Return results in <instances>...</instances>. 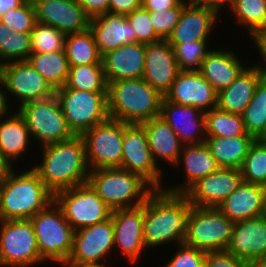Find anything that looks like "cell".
<instances>
[{"label": "cell", "instance_id": "39", "mask_svg": "<svg viewBox=\"0 0 266 267\" xmlns=\"http://www.w3.org/2000/svg\"><path fill=\"white\" fill-rule=\"evenodd\" d=\"M240 170L244 182L266 187V142L255 139Z\"/></svg>", "mask_w": 266, "mask_h": 267}, {"label": "cell", "instance_id": "43", "mask_svg": "<svg viewBox=\"0 0 266 267\" xmlns=\"http://www.w3.org/2000/svg\"><path fill=\"white\" fill-rule=\"evenodd\" d=\"M0 21L14 31L31 33L37 23L34 5L24 2L21 6L7 11Z\"/></svg>", "mask_w": 266, "mask_h": 267}, {"label": "cell", "instance_id": "11", "mask_svg": "<svg viewBox=\"0 0 266 267\" xmlns=\"http://www.w3.org/2000/svg\"><path fill=\"white\" fill-rule=\"evenodd\" d=\"M54 201L75 231L105 221L112 213L88 182L58 191Z\"/></svg>", "mask_w": 266, "mask_h": 267}, {"label": "cell", "instance_id": "1", "mask_svg": "<svg viewBox=\"0 0 266 267\" xmlns=\"http://www.w3.org/2000/svg\"><path fill=\"white\" fill-rule=\"evenodd\" d=\"M191 206L185 194L154 189L144 202L143 240L146 248L183 244Z\"/></svg>", "mask_w": 266, "mask_h": 267}, {"label": "cell", "instance_id": "23", "mask_svg": "<svg viewBox=\"0 0 266 267\" xmlns=\"http://www.w3.org/2000/svg\"><path fill=\"white\" fill-rule=\"evenodd\" d=\"M107 84L109 82L142 78L145 69V44H125L102 56Z\"/></svg>", "mask_w": 266, "mask_h": 267}, {"label": "cell", "instance_id": "28", "mask_svg": "<svg viewBox=\"0 0 266 267\" xmlns=\"http://www.w3.org/2000/svg\"><path fill=\"white\" fill-rule=\"evenodd\" d=\"M218 49H212L207 54L199 70L217 93L227 88L246 68L240 60L242 57L239 58L233 49Z\"/></svg>", "mask_w": 266, "mask_h": 267}, {"label": "cell", "instance_id": "32", "mask_svg": "<svg viewBox=\"0 0 266 267\" xmlns=\"http://www.w3.org/2000/svg\"><path fill=\"white\" fill-rule=\"evenodd\" d=\"M254 141L253 136H206L205 144L220 168L240 169Z\"/></svg>", "mask_w": 266, "mask_h": 267}, {"label": "cell", "instance_id": "16", "mask_svg": "<svg viewBox=\"0 0 266 267\" xmlns=\"http://www.w3.org/2000/svg\"><path fill=\"white\" fill-rule=\"evenodd\" d=\"M114 224V249L132 264L139 261L146 246L143 240L144 204L135 208L112 210Z\"/></svg>", "mask_w": 266, "mask_h": 267}, {"label": "cell", "instance_id": "25", "mask_svg": "<svg viewBox=\"0 0 266 267\" xmlns=\"http://www.w3.org/2000/svg\"><path fill=\"white\" fill-rule=\"evenodd\" d=\"M232 222L266 214V187L242 181L218 206Z\"/></svg>", "mask_w": 266, "mask_h": 267}, {"label": "cell", "instance_id": "33", "mask_svg": "<svg viewBox=\"0 0 266 267\" xmlns=\"http://www.w3.org/2000/svg\"><path fill=\"white\" fill-rule=\"evenodd\" d=\"M27 61L55 90L65 86L70 68L65 51L32 53Z\"/></svg>", "mask_w": 266, "mask_h": 267}, {"label": "cell", "instance_id": "48", "mask_svg": "<svg viewBox=\"0 0 266 267\" xmlns=\"http://www.w3.org/2000/svg\"><path fill=\"white\" fill-rule=\"evenodd\" d=\"M92 18L109 12L110 0H75Z\"/></svg>", "mask_w": 266, "mask_h": 267}, {"label": "cell", "instance_id": "4", "mask_svg": "<svg viewBox=\"0 0 266 267\" xmlns=\"http://www.w3.org/2000/svg\"><path fill=\"white\" fill-rule=\"evenodd\" d=\"M163 97L143 78L109 82V117L126 124H142L160 116Z\"/></svg>", "mask_w": 266, "mask_h": 267}, {"label": "cell", "instance_id": "8", "mask_svg": "<svg viewBox=\"0 0 266 267\" xmlns=\"http://www.w3.org/2000/svg\"><path fill=\"white\" fill-rule=\"evenodd\" d=\"M17 111L39 147L66 141L75 136L67 125L56 95L25 103Z\"/></svg>", "mask_w": 266, "mask_h": 267}, {"label": "cell", "instance_id": "24", "mask_svg": "<svg viewBox=\"0 0 266 267\" xmlns=\"http://www.w3.org/2000/svg\"><path fill=\"white\" fill-rule=\"evenodd\" d=\"M89 29L101 56L122 45L136 42L134 29L123 14L107 12L92 17Z\"/></svg>", "mask_w": 266, "mask_h": 267}, {"label": "cell", "instance_id": "36", "mask_svg": "<svg viewBox=\"0 0 266 267\" xmlns=\"http://www.w3.org/2000/svg\"><path fill=\"white\" fill-rule=\"evenodd\" d=\"M65 86L88 92H107L108 84L102 63L70 66Z\"/></svg>", "mask_w": 266, "mask_h": 267}, {"label": "cell", "instance_id": "19", "mask_svg": "<svg viewBox=\"0 0 266 267\" xmlns=\"http://www.w3.org/2000/svg\"><path fill=\"white\" fill-rule=\"evenodd\" d=\"M164 98L178 105L196 107L203 112L217 105V92L199 71H179Z\"/></svg>", "mask_w": 266, "mask_h": 267}, {"label": "cell", "instance_id": "52", "mask_svg": "<svg viewBox=\"0 0 266 267\" xmlns=\"http://www.w3.org/2000/svg\"><path fill=\"white\" fill-rule=\"evenodd\" d=\"M0 86H2L0 87V119H2L7 114H10L11 111L9 110L10 108L9 102L7 101L6 92L5 89H3L4 86L1 80H0Z\"/></svg>", "mask_w": 266, "mask_h": 267}, {"label": "cell", "instance_id": "22", "mask_svg": "<svg viewBox=\"0 0 266 267\" xmlns=\"http://www.w3.org/2000/svg\"><path fill=\"white\" fill-rule=\"evenodd\" d=\"M226 250L248 263L266 257V214L235 222Z\"/></svg>", "mask_w": 266, "mask_h": 267}, {"label": "cell", "instance_id": "10", "mask_svg": "<svg viewBox=\"0 0 266 267\" xmlns=\"http://www.w3.org/2000/svg\"><path fill=\"white\" fill-rule=\"evenodd\" d=\"M0 226V267L45 265L30 219L0 220Z\"/></svg>", "mask_w": 266, "mask_h": 267}, {"label": "cell", "instance_id": "46", "mask_svg": "<svg viewBox=\"0 0 266 267\" xmlns=\"http://www.w3.org/2000/svg\"><path fill=\"white\" fill-rule=\"evenodd\" d=\"M179 247V248H178ZM167 264L160 267H205L206 252L180 244Z\"/></svg>", "mask_w": 266, "mask_h": 267}, {"label": "cell", "instance_id": "7", "mask_svg": "<svg viewBox=\"0 0 266 267\" xmlns=\"http://www.w3.org/2000/svg\"><path fill=\"white\" fill-rule=\"evenodd\" d=\"M55 95L75 136H82L110 118L107 92H88L63 86L56 89Z\"/></svg>", "mask_w": 266, "mask_h": 267}, {"label": "cell", "instance_id": "54", "mask_svg": "<svg viewBox=\"0 0 266 267\" xmlns=\"http://www.w3.org/2000/svg\"><path fill=\"white\" fill-rule=\"evenodd\" d=\"M185 6L208 7L215 9V0H181Z\"/></svg>", "mask_w": 266, "mask_h": 267}, {"label": "cell", "instance_id": "47", "mask_svg": "<svg viewBox=\"0 0 266 267\" xmlns=\"http://www.w3.org/2000/svg\"><path fill=\"white\" fill-rule=\"evenodd\" d=\"M205 267H249V263L227 250L208 251L206 252Z\"/></svg>", "mask_w": 266, "mask_h": 267}, {"label": "cell", "instance_id": "56", "mask_svg": "<svg viewBox=\"0 0 266 267\" xmlns=\"http://www.w3.org/2000/svg\"><path fill=\"white\" fill-rule=\"evenodd\" d=\"M13 167L0 153V182L8 175Z\"/></svg>", "mask_w": 266, "mask_h": 267}, {"label": "cell", "instance_id": "55", "mask_svg": "<svg viewBox=\"0 0 266 267\" xmlns=\"http://www.w3.org/2000/svg\"><path fill=\"white\" fill-rule=\"evenodd\" d=\"M251 38H266V14L260 25L249 35Z\"/></svg>", "mask_w": 266, "mask_h": 267}, {"label": "cell", "instance_id": "44", "mask_svg": "<svg viewBox=\"0 0 266 267\" xmlns=\"http://www.w3.org/2000/svg\"><path fill=\"white\" fill-rule=\"evenodd\" d=\"M126 17L134 29L136 42L150 44L161 40L153 29L149 11L145 10L142 6L126 15Z\"/></svg>", "mask_w": 266, "mask_h": 267}, {"label": "cell", "instance_id": "50", "mask_svg": "<svg viewBox=\"0 0 266 267\" xmlns=\"http://www.w3.org/2000/svg\"><path fill=\"white\" fill-rule=\"evenodd\" d=\"M181 0H142V7L149 11H164L177 7Z\"/></svg>", "mask_w": 266, "mask_h": 267}, {"label": "cell", "instance_id": "31", "mask_svg": "<svg viewBox=\"0 0 266 267\" xmlns=\"http://www.w3.org/2000/svg\"><path fill=\"white\" fill-rule=\"evenodd\" d=\"M2 119H0V153L14 167L13 164L18 162L20 156L22 157L29 149L33 138L25 120L17 110Z\"/></svg>", "mask_w": 266, "mask_h": 267}, {"label": "cell", "instance_id": "41", "mask_svg": "<svg viewBox=\"0 0 266 267\" xmlns=\"http://www.w3.org/2000/svg\"><path fill=\"white\" fill-rule=\"evenodd\" d=\"M210 40L185 43H170L180 71H199L202 61L213 49ZM209 45V46H208Z\"/></svg>", "mask_w": 266, "mask_h": 267}, {"label": "cell", "instance_id": "2", "mask_svg": "<svg viewBox=\"0 0 266 267\" xmlns=\"http://www.w3.org/2000/svg\"><path fill=\"white\" fill-rule=\"evenodd\" d=\"M40 150L42 161L32 168L53 194L88 181L90 169L82 136L46 144Z\"/></svg>", "mask_w": 266, "mask_h": 267}, {"label": "cell", "instance_id": "35", "mask_svg": "<svg viewBox=\"0 0 266 267\" xmlns=\"http://www.w3.org/2000/svg\"><path fill=\"white\" fill-rule=\"evenodd\" d=\"M30 54V33L14 31L0 21V66L13 61H27Z\"/></svg>", "mask_w": 266, "mask_h": 267}, {"label": "cell", "instance_id": "59", "mask_svg": "<svg viewBox=\"0 0 266 267\" xmlns=\"http://www.w3.org/2000/svg\"><path fill=\"white\" fill-rule=\"evenodd\" d=\"M256 139L262 142H266V124L264 131Z\"/></svg>", "mask_w": 266, "mask_h": 267}, {"label": "cell", "instance_id": "15", "mask_svg": "<svg viewBox=\"0 0 266 267\" xmlns=\"http://www.w3.org/2000/svg\"><path fill=\"white\" fill-rule=\"evenodd\" d=\"M114 251V224L112 217L74 232L73 250L64 265L101 266L106 256ZM103 262V264L101 263Z\"/></svg>", "mask_w": 266, "mask_h": 267}, {"label": "cell", "instance_id": "30", "mask_svg": "<svg viewBox=\"0 0 266 267\" xmlns=\"http://www.w3.org/2000/svg\"><path fill=\"white\" fill-rule=\"evenodd\" d=\"M146 132L148 145L156 164L161 167L159 160L175 166L182 151L183 144L175 131L162 117H154L141 124Z\"/></svg>", "mask_w": 266, "mask_h": 267}, {"label": "cell", "instance_id": "12", "mask_svg": "<svg viewBox=\"0 0 266 267\" xmlns=\"http://www.w3.org/2000/svg\"><path fill=\"white\" fill-rule=\"evenodd\" d=\"M123 134L124 123L109 118L82 135L90 170L121 167Z\"/></svg>", "mask_w": 266, "mask_h": 267}, {"label": "cell", "instance_id": "38", "mask_svg": "<svg viewBox=\"0 0 266 267\" xmlns=\"http://www.w3.org/2000/svg\"><path fill=\"white\" fill-rule=\"evenodd\" d=\"M247 134L255 139L264 131L266 124V78L257 85L254 97L242 113Z\"/></svg>", "mask_w": 266, "mask_h": 267}, {"label": "cell", "instance_id": "26", "mask_svg": "<svg viewBox=\"0 0 266 267\" xmlns=\"http://www.w3.org/2000/svg\"><path fill=\"white\" fill-rule=\"evenodd\" d=\"M208 7L184 6L174 31L167 38L169 43H189L209 40L217 26L220 13ZM214 27V28H213Z\"/></svg>", "mask_w": 266, "mask_h": 267}, {"label": "cell", "instance_id": "49", "mask_svg": "<svg viewBox=\"0 0 266 267\" xmlns=\"http://www.w3.org/2000/svg\"><path fill=\"white\" fill-rule=\"evenodd\" d=\"M142 0H110L109 12L128 15L132 11L140 8Z\"/></svg>", "mask_w": 266, "mask_h": 267}, {"label": "cell", "instance_id": "53", "mask_svg": "<svg viewBox=\"0 0 266 267\" xmlns=\"http://www.w3.org/2000/svg\"><path fill=\"white\" fill-rule=\"evenodd\" d=\"M24 0H0V18L10 9L21 6Z\"/></svg>", "mask_w": 266, "mask_h": 267}, {"label": "cell", "instance_id": "13", "mask_svg": "<svg viewBox=\"0 0 266 267\" xmlns=\"http://www.w3.org/2000/svg\"><path fill=\"white\" fill-rule=\"evenodd\" d=\"M121 169L138 174L154 189H163V171L154 161L144 127L124 123Z\"/></svg>", "mask_w": 266, "mask_h": 267}, {"label": "cell", "instance_id": "5", "mask_svg": "<svg viewBox=\"0 0 266 267\" xmlns=\"http://www.w3.org/2000/svg\"><path fill=\"white\" fill-rule=\"evenodd\" d=\"M87 182L112 210L141 206L154 190L141 176L121 168L90 170Z\"/></svg>", "mask_w": 266, "mask_h": 267}, {"label": "cell", "instance_id": "34", "mask_svg": "<svg viewBox=\"0 0 266 267\" xmlns=\"http://www.w3.org/2000/svg\"><path fill=\"white\" fill-rule=\"evenodd\" d=\"M64 50L69 66L102 63V56L90 29L66 35Z\"/></svg>", "mask_w": 266, "mask_h": 267}, {"label": "cell", "instance_id": "42", "mask_svg": "<svg viewBox=\"0 0 266 267\" xmlns=\"http://www.w3.org/2000/svg\"><path fill=\"white\" fill-rule=\"evenodd\" d=\"M31 35V54L65 51L66 35L51 25L36 23Z\"/></svg>", "mask_w": 266, "mask_h": 267}, {"label": "cell", "instance_id": "57", "mask_svg": "<svg viewBox=\"0 0 266 267\" xmlns=\"http://www.w3.org/2000/svg\"><path fill=\"white\" fill-rule=\"evenodd\" d=\"M249 267H266V257L256 259L249 263Z\"/></svg>", "mask_w": 266, "mask_h": 267}, {"label": "cell", "instance_id": "9", "mask_svg": "<svg viewBox=\"0 0 266 267\" xmlns=\"http://www.w3.org/2000/svg\"><path fill=\"white\" fill-rule=\"evenodd\" d=\"M233 227L234 222L218 208L191 206L184 244L205 252L226 250Z\"/></svg>", "mask_w": 266, "mask_h": 267}, {"label": "cell", "instance_id": "20", "mask_svg": "<svg viewBox=\"0 0 266 267\" xmlns=\"http://www.w3.org/2000/svg\"><path fill=\"white\" fill-rule=\"evenodd\" d=\"M179 71L173 47L167 39L145 44V69L142 78L162 96L170 90Z\"/></svg>", "mask_w": 266, "mask_h": 267}, {"label": "cell", "instance_id": "37", "mask_svg": "<svg viewBox=\"0 0 266 267\" xmlns=\"http://www.w3.org/2000/svg\"><path fill=\"white\" fill-rule=\"evenodd\" d=\"M206 136H252L246 133L242 115L222 111L217 107L205 112Z\"/></svg>", "mask_w": 266, "mask_h": 267}, {"label": "cell", "instance_id": "45", "mask_svg": "<svg viewBox=\"0 0 266 267\" xmlns=\"http://www.w3.org/2000/svg\"><path fill=\"white\" fill-rule=\"evenodd\" d=\"M184 6L181 2L173 9L149 12L153 29L161 39H167L174 31Z\"/></svg>", "mask_w": 266, "mask_h": 267}, {"label": "cell", "instance_id": "58", "mask_svg": "<svg viewBox=\"0 0 266 267\" xmlns=\"http://www.w3.org/2000/svg\"><path fill=\"white\" fill-rule=\"evenodd\" d=\"M231 1L232 0H215V9L221 12L223 10L222 8H224V6L227 8Z\"/></svg>", "mask_w": 266, "mask_h": 267}, {"label": "cell", "instance_id": "60", "mask_svg": "<svg viewBox=\"0 0 266 267\" xmlns=\"http://www.w3.org/2000/svg\"><path fill=\"white\" fill-rule=\"evenodd\" d=\"M64 267H107L106 265H101V266H72V265H63Z\"/></svg>", "mask_w": 266, "mask_h": 267}, {"label": "cell", "instance_id": "29", "mask_svg": "<svg viewBox=\"0 0 266 267\" xmlns=\"http://www.w3.org/2000/svg\"><path fill=\"white\" fill-rule=\"evenodd\" d=\"M263 78L262 73L253 64H249L227 88L217 93L216 107L222 111L242 115Z\"/></svg>", "mask_w": 266, "mask_h": 267}, {"label": "cell", "instance_id": "51", "mask_svg": "<svg viewBox=\"0 0 266 267\" xmlns=\"http://www.w3.org/2000/svg\"><path fill=\"white\" fill-rule=\"evenodd\" d=\"M252 43L257 47V52L259 56L262 58L261 61H258L253 64L266 78V38H251Z\"/></svg>", "mask_w": 266, "mask_h": 267}, {"label": "cell", "instance_id": "21", "mask_svg": "<svg viewBox=\"0 0 266 267\" xmlns=\"http://www.w3.org/2000/svg\"><path fill=\"white\" fill-rule=\"evenodd\" d=\"M160 117L175 131L183 145H197L205 142V112L202 110L178 105L163 97Z\"/></svg>", "mask_w": 266, "mask_h": 267}, {"label": "cell", "instance_id": "17", "mask_svg": "<svg viewBox=\"0 0 266 267\" xmlns=\"http://www.w3.org/2000/svg\"><path fill=\"white\" fill-rule=\"evenodd\" d=\"M242 181L240 169L219 168L214 173L198 180L184 194L192 206L218 208Z\"/></svg>", "mask_w": 266, "mask_h": 267}, {"label": "cell", "instance_id": "6", "mask_svg": "<svg viewBox=\"0 0 266 267\" xmlns=\"http://www.w3.org/2000/svg\"><path fill=\"white\" fill-rule=\"evenodd\" d=\"M38 250L45 262L66 264L73 250V227L65 219L61 208L53 200L47 207L30 218ZM52 262H51V261Z\"/></svg>", "mask_w": 266, "mask_h": 267}, {"label": "cell", "instance_id": "27", "mask_svg": "<svg viewBox=\"0 0 266 267\" xmlns=\"http://www.w3.org/2000/svg\"><path fill=\"white\" fill-rule=\"evenodd\" d=\"M180 165L184 167L185 181H182V184L179 182L178 185L164 186V190L184 194L198 180L220 168L205 142L197 145H184L174 168L178 170Z\"/></svg>", "mask_w": 266, "mask_h": 267}, {"label": "cell", "instance_id": "61", "mask_svg": "<svg viewBox=\"0 0 266 267\" xmlns=\"http://www.w3.org/2000/svg\"><path fill=\"white\" fill-rule=\"evenodd\" d=\"M37 0H24V2H27V3H32L34 4Z\"/></svg>", "mask_w": 266, "mask_h": 267}, {"label": "cell", "instance_id": "18", "mask_svg": "<svg viewBox=\"0 0 266 267\" xmlns=\"http://www.w3.org/2000/svg\"><path fill=\"white\" fill-rule=\"evenodd\" d=\"M33 5L37 23L51 25L65 35L90 27L91 17L75 0H37Z\"/></svg>", "mask_w": 266, "mask_h": 267}, {"label": "cell", "instance_id": "40", "mask_svg": "<svg viewBox=\"0 0 266 267\" xmlns=\"http://www.w3.org/2000/svg\"><path fill=\"white\" fill-rule=\"evenodd\" d=\"M227 7L236 23L246 27L247 35L260 25L266 14V0H232Z\"/></svg>", "mask_w": 266, "mask_h": 267}, {"label": "cell", "instance_id": "14", "mask_svg": "<svg viewBox=\"0 0 266 267\" xmlns=\"http://www.w3.org/2000/svg\"><path fill=\"white\" fill-rule=\"evenodd\" d=\"M0 80L3 83L7 101L9 96L18 100L21 105L42 100L55 95L56 90L28 62L13 61L0 66Z\"/></svg>", "mask_w": 266, "mask_h": 267}, {"label": "cell", "instance_id": "3", "mask_svg": "<svg viewBox=\"0 0 266 267\" xmlns=\"http://www.w3.org/2000/svg\"><path fill=\"white\" fill-rule=\"evenodd\" d=\"M14 169L0 182V220H28L54 200L32 167Z\"/></svg>", "mask_w": 266, "mask_h": 267}]
</instances>
